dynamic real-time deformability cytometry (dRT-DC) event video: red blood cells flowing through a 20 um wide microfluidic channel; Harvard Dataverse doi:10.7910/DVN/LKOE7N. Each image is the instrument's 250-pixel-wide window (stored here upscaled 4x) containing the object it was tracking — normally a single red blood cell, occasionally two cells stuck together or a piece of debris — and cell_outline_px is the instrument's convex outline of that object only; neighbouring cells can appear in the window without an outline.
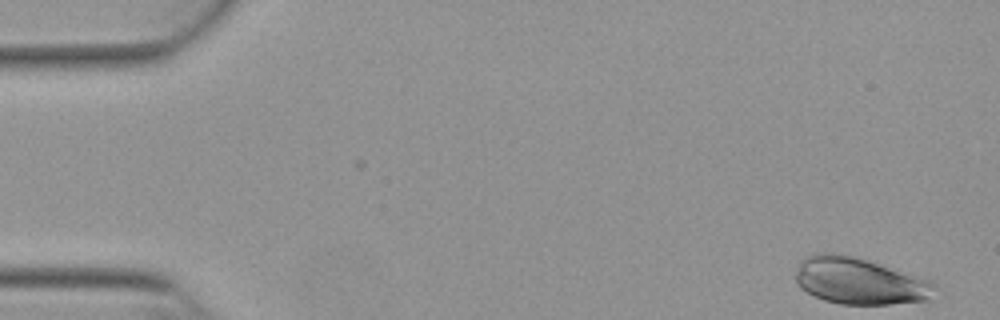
{"species": "Egyptian fruit bat (a non-hibernating species)", "species_latin": "Rousettus aegyptiacus", "temperature_condition": "warm", "stored_images_in_passage": 2, "camera_frame_rate_fps": 3000, "um_per_image_px": 0.085, "animal": {"sex": "female"}, "frame": {"image": 1, "passage_image": 2, "time_ms": 0.333, "image_size_px": [1000, 320], "cell_outline_px": [[936, 284], [928, 300], [888, 304], [840, 304], [824, 300], [800, 288], [796, 284], [796, 272], [800, 264], [808, 256], [824, 252], [828, 252], [852, 256], [928, 280]], "centroid_in_image_um": [73.01, 23.9], "position_along_channel_um": 12.0, "area_um2": 36.82}}